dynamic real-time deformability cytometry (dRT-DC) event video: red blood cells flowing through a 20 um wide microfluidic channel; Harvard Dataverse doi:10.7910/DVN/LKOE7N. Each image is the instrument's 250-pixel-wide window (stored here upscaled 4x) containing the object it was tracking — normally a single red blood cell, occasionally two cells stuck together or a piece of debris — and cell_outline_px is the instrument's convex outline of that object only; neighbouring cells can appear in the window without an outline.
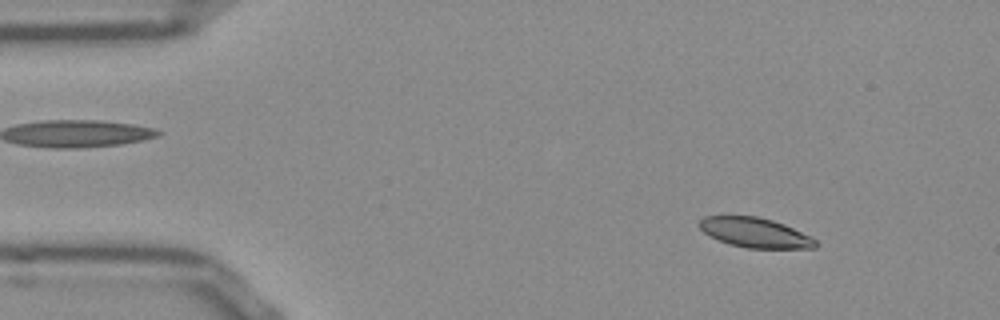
{"species": "Egyptian fruit bat (a non-hibernating species)", "species_latin": "Rousettus aegyptiacus", "temperature_condition": "room temperature", "stored_images_in_passage": 53, "camera_frame_rate_fps": 3000, "um_per_image_px": 0.085, "frame": {"image": 1, "passage_image": 7, "time_ms": 2.0, "image_size_px": [1000, 320], "cell_outline_px": [[816, 248], [748, 248], [732, 244], [720, 240], [704, 232], [700, 228], [700, 220], [704, 216], [756, 216], [772, 220], [784, 224], [812, 236], [816, 240]], "centroid_in_image_um": [64.22, 19.77], "position_along_channel_um": 20.8, "area_um2": 19.88}}
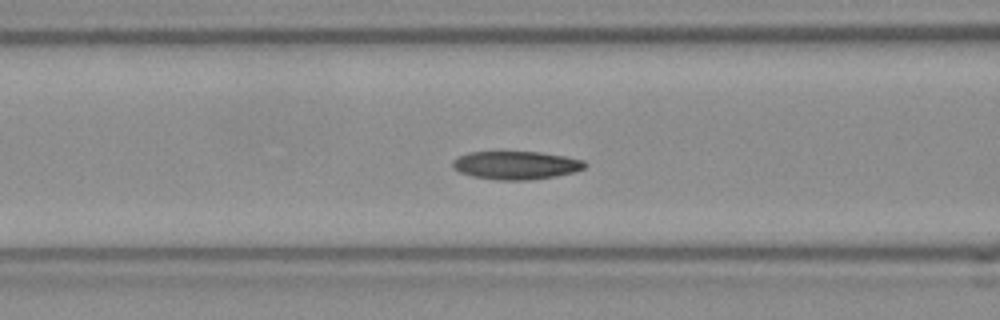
{"frame": {"image": 2, "passage_image": 21, "time_ms": 6.667, "image_size_px": [1000, 320], "cell_outline_px": [[588, 164], [584, 168], [576, 172], [556, 176], [528, 180], [496, 180], [472, 176], [460, 172], [452, 168], [452, 160], [468, 152], [540, 152], [564, 156], [584, 160]], "centroid_in_image_um": [43.87, 14.05], "position_along_channel_um": 122.7, "area_um2": 21.85}}
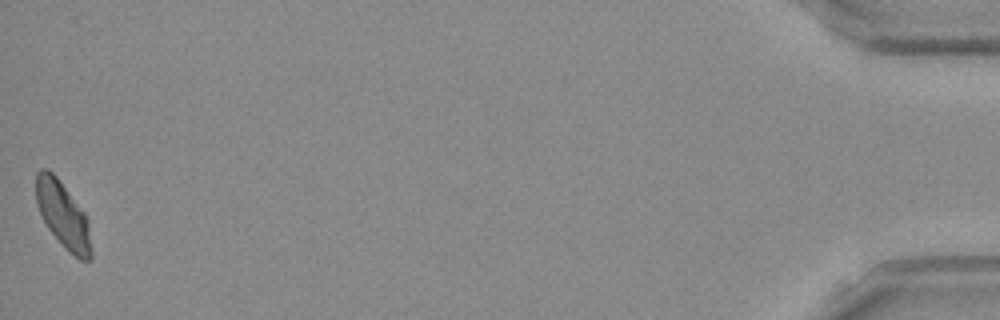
{"frame": {"image": 3, "passage_image": 53, "time_ms": 17.333, "image_size_px": [1000, 320], "cell_outline_px": [[92, 260], [80, 260], [68, 252], [48, 228], [36, 204], [36, 172], [40, 168], [48, 168], [56, 176], [84, 212], [88, 220], [92, 248]], "centroid_in_image_um": [5.37, 18.29], "position_along_channel_um": 429.8, "area_um2": 21.33}, "authors_computed_cell_mechanics": {"area_um2": 21.2704, "velocity_mm_per_s": 3.8289, "shape_relaxation_time_tau1_ms": 8.2211, "shape_relaxation_time_tau2_ms": 4.4843, "deformation_change_tau1": 0.1662, "deformation_change_tau2": 0.0904}}